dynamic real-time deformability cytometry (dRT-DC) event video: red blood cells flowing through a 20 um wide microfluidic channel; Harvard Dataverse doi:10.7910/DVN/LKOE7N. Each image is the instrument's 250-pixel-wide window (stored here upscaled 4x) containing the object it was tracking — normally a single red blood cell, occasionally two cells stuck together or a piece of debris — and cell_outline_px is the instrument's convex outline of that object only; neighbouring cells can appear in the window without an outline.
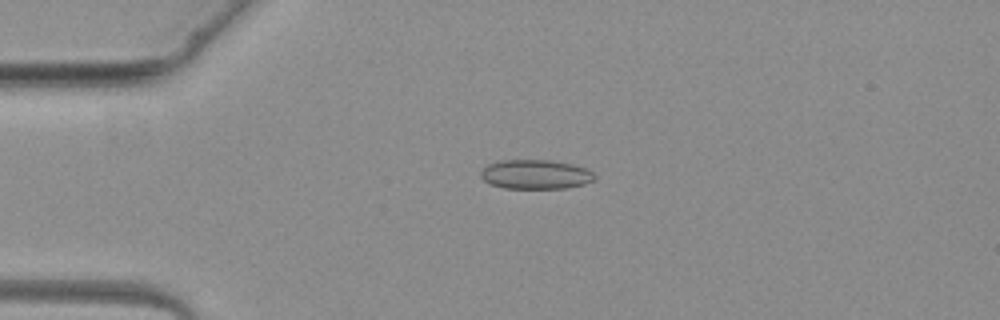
{"species": "common noctule bat (a hibernating species)", "species_latin": "Nyctalus noctula", "temperature_condition": "warm", "stored_images_in_passage": 4, "camera_frame_rate_fps": 3000, "um_per_image_px": 0.085, "animal": {"sex": "female", "body_mass_g": 19.3, "forearm_length_mm": 54.1}, "frame": {"image": 1, "passage_image": 3, "time_ms": 2.333, "image_size_px": [1000, 320], "cell_outline_px": [[596, 180], [584, 184], [564, 188], [504, 188], [488, 184], [480, 176], [480, 172], [488, 164], [500, 160], [548, 160], [572, 164], [588, 168], [596, 176]], "centroid_in_image_um": [45.53, 14.82], "position_along_channel_um": 39.5, "area_um2": 19.59}}
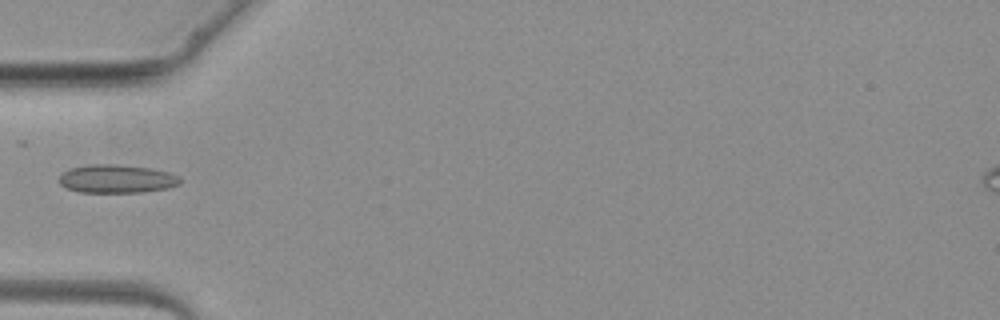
{"frame": {"image": 2, "passage_image": 4, "time_ms": 3.667, "image_size_px": [1000, 320], "cell_outline_px": [[180, 184], [168, 188], [140, 192], [80, 192], [68, 188], [60, 184], [60, 176], [68, 168], [88, 164], [120, 164], [152, 168], [168, 172], [180, 176]], "centroid_in_image_um": [9.94, 15.18], "position_along_channel_um": 75.1, "area_um2": 20.06}}